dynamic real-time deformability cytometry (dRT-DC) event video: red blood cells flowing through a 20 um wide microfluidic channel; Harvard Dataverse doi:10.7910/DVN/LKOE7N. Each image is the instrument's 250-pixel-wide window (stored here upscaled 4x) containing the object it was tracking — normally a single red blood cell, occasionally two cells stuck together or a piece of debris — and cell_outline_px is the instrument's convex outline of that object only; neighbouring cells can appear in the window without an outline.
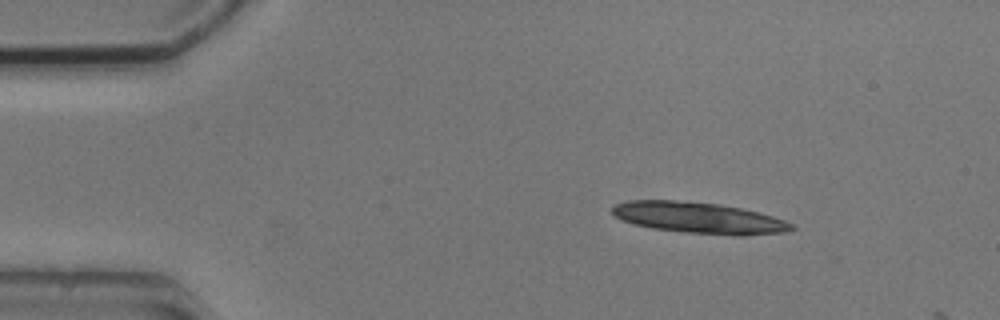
{"species": "common noctule bat (a hibernating species)", "species_latin": "Nyctalus noctula", "temperature_condition": "cold", "stored_images_in_passage": 2, "camera_frame_rate_fps": 3000, "um_per_image_px": 0.085, "animal": {"sex": "male", "body_mass_g": 20.5, "forearm_length_mm": 52.5}, "frame": {"image": 1, "passage_image": 1, "time_ms": 0.0, "image_size_px": [1000, 320], "cell_outline_px": [[796, 228], [784, 232], [744, 236], [736, 236], [688, 232], [652, 228], [636, 224], [624, 220], [616, 216], [612, 212], [612, 208], [616, 204], [628, 200], [676, 200], [720, 204], [740, 208], [772, 216], [796, 224]], "centroid_in_image_um": [59.46, 18.52], "position_along_channel_um": 25.5, "area_um2": 32.37}}